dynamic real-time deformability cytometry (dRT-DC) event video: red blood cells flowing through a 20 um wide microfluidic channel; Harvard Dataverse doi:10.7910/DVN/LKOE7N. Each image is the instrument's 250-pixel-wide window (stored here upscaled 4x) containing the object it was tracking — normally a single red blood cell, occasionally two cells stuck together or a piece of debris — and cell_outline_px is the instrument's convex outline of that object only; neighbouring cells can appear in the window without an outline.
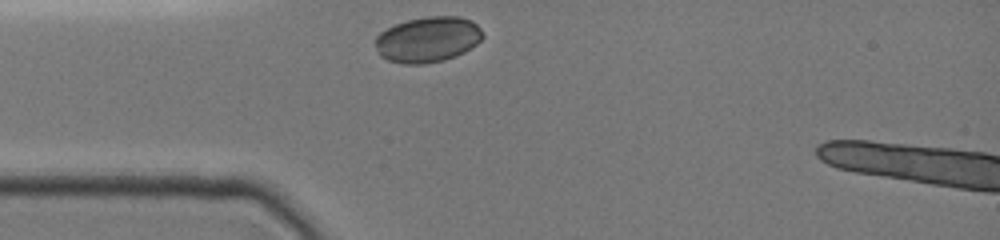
{"species": "common noctule bat (a hibernating species)", "species_latin": "Nyctalus noctula", "temperature_condition": "cold", "stored_images_in_passage": 28, "camera_frame_rate_fps": 3000, "um_per_image_px": 0.085, "animal": {"sex": "female", "body_mass_g": 19.0, "forearm_length_mm": 51.5}, "frame": {"image": 1, "passage_image": 1, "time_ms": 0.0, "image_size_px": [1000, 240], "cell_outline_px": [[484, 36], [476, 44], [464, 52], [444, 60], [420, 64], [404, 64], [388, 60], [380, 56], [376, 48], [376, 36], [380, 32], [396, 24], [408, 20], [428, 16], [460, 16], [472, 20], [480, 28]], "centroid_in_image_um": [36.37, 3.35], "position_along_channel_um": 48.6, "area_um2": 28.44}}
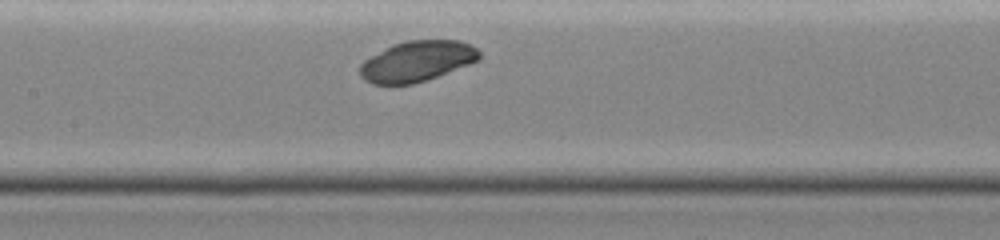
{"frame": {"image": 2, "passage_image": 11, "time_ms": 3.333, "image_size_px": [1000, 240], "cell_outline_px": [[480, 60], [436, 76], [412, 84], [372, 84], [364, 80], [360, 76], [360, 64], [364, 60], [384, 48], [392, 44], [408, 40], [460, 40], [472, 44], [480, 52]], "centroid_in_image_um": [35.44, 5.19], "position_along_channel_um": 172.0, "area_um2": 28.21}}
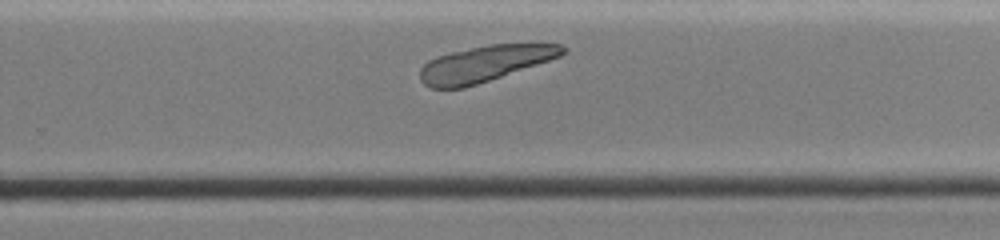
{"frame": {"image": 3, "passage_image": 20, "time_ms": 6.333, "image_size_px": [1000, 240], "cell_outline_px": [[568, 48], [560, 56], [476, 84], [460, 88], [428, 88], [420, 80], [420, 68], [428, 60], [436, 56], [452, 52], [488, 44], [560, 44]], "centroid_in_image_um": [41.14, 5.4], "position_along_channel_um": 288.7, "area_um2": 29.3}}